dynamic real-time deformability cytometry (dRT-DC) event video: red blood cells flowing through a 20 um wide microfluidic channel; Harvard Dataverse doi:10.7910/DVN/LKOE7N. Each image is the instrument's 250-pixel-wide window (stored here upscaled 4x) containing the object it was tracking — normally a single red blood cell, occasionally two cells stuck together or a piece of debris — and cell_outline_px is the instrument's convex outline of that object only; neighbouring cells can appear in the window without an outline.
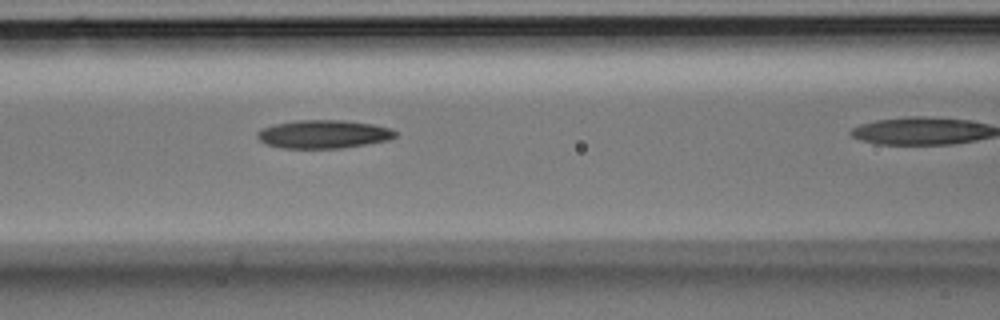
{"species": "Egyptian fruit bat (a non-hibernating species)", "species_latin": "Rousettus aegyptiacus", "temperature_condition": "room temperature", "stored_images_in_passage": 4, "camera_frame_rate_fps": 3000, "um_per_image_px": 0.085, "animal": {"sex": "male"}, "frame": {"image": 1, "passage_image": 3, "time_ms": 0.667, "image_size_px": [1000, 320], "cell_outline_px": [[396, 136], [388, 140], [344, 148], [280, 148], [264, 144], [256, 136], [256, 132], [272, 124], [296, 120], [344, 120], [372, 124], [392, 128], [396, 132]], "centroid_in_image_um": [27.47, 11.4], "position_along_channel_um": 139.1, "area_um2": 22.95}}